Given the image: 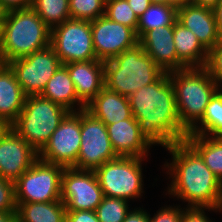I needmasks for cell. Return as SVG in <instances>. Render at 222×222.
I'll return each mask as SVG.
<instances>
[{"label": "cell", "mask_w": 222, "mask_h": 222, "mask_svg": "<svg viewBox=\"0 0 222 222\" xmlns=\"http://www.w3.org/2000/svg\"><path fill=\"white\" fill-rule=\"evenodd\" d=\"M128 99L140 133L151 145L160 144L168 148L186 139L188 132L180 123L169 73L164 72L155 82L135 91Z\"/></svg>", "instance_id": "6da1fadb"}, {"label": "cell", "mask_w": 222, "mask_h": 222, "mask_svg": "<svg viewBox=\"0 0 222 222\" xmlns=\"http://www.w3.org/2000/svg\"><path fill=\"white\" fill-rule=\"evenodd\" d=\"M166 150L173 156L172 163L164 165L172 178L168 194L188 202L187 207L222 209V183L201 155L186 140L171 144Z\"/></svg>", "instance_id": "7a4b0ae2"}, {"label": "cell", "mask_w": 222, "mask_h": 222, "mask_svg": "<svg viewBox=\"0 0 222 222\" xmlns=\"http://www.w3.org/2000/svg\"><path fill=\"white\" fill-rule=\"evenodd\" d=\"M51 29L32 9L6 12L2 21L0 63L26 57L50 45Z\"/></svg>", "instance_id": "3957f363"}, {"label": "cell", "mask_w": 222, "mask_h": 222, "mask_svg": "<svg viewBox=\"0 0 222 222\" xmlns=\"http://www.w3.org/2000/svg\"><path fill=\"white\" fill-rule=\"evenodd\" d=\"M181 126L189 132L202 119L210 99L220 89L207 67L169 73Z\"/></svg>", "instance_id": "277c9868"}, {"label": "cell", "mask_w": 222, "mask_h": 222, "mask_svg": "<svg viewBox=\"0 0 222 222\" xmlns=\"http://www.w3.org/2000/svg\"><path fill=\"white\" fill-rule=\"evenodd\" d=\"M104 70L105 86L126 97L155 82L164 73L139 43L105 61Z\"/></svg>", "instance_id": "5b68a950"}, {"label": "cell", "mask_w": 222, "mask_h": 222, "mask_svg": "<svg viewBox=\"0 0 222 222\" xmlns=\"http://www.w3.org/2000/svg\"><path fill=\"white\" fill-rule=\"evenodd\" d=\"M68 113L60 104L40 95L26 96L12 129L39 153Z\"/></svg>", "instance_id": "8992f818"}, {"label": "cell", "mask_w": 222, "mask_h": 222, "mask_svg": "<svg viewBox=\"0 0 222 222\" xmlns=\"http://www.w3.org/2000/svg\"><path fill=\"white\" fill-rule=\"evenodd\" d=\"M140 157H121L107 161L94 170L104 196L127 201L139 198L143 191Z\"/></svg>", "instance_id": "52a82bcc"}, {"label": "cell", "mask_w": 222, "mask_h": 222, "mask_svg": "<svg viewBox=\"0 0 222 222\" xmlns=\"http://www.w3.org/2000/svg\"><path fill=\"white\" fill-rule=\"evenodd\" d=\"M65 167L39 158L15 182L16 203L61 200L62 174Z\"/></svg>", "instance_id": "ba28073f"}, {"label": "cell", "mask_w": 222, "mask_h": 222, "mask_svg": "<svg viewBox=\"0 0 222 222\" xmlns=\"http://www.w3.org/2000/svg\"><path fill=\"white\" fill-rule=\"evenodd\" d=\"M50 45L61 63L97 60L93 48L91 21L67 19L51 29Z\"/></svg>", "instance_id": "9c48e42d"}, {"label": "cell", "mask_w": 222, "mask_h": 222, "mask_svg": "<svg viewBox=\"0 0 222 222\" xmlns=\"http://www.w3.org/2000/svg\"><path fill=\"white\" fill-rule=\"evenodd\" d=\"M8 64L26 96L40 95L48 80L62 65L51 45Z\"/></svg>", "instance_id": "30bf717a"}, {"label": "cell", "mask_w": 222, "mask_h": 222, "mask_svg": "<svg viewBox=\"0 0 222 222\" xmlns=\"http://www.w3.org/2000/svg\"><path fill=\"white\" fill-rule=\"evenodd\" d=\"M111 145L106 125L85 109L81 110V146L77 169L95 170L107 161L117 158Z\"/></svg>", "instance_id": "8fae6325"}, {"label": "cell", "mask_w": 222, "mask_h": 222, "mask_svg": "<svg viewBox=\"0 0 222 222\" xmlns=\"http://www.w3.org/2000/svg\"><path fill=\"white\" fill-rule=\"evenodd\" d=\"M80 146L81 111L69 112L38 153V158L65 168L73 167L77 162Z\"/></svg>", "instance_id": "7c38bea8"}, {"label": "cell", "mask_w": 222, "mask_h": 222, "mask_svg": "<svg viewBox=\"0 0 222 222\" xmlns=\"http://www.w3.org/2000/svg\"><path fill=\"white\" fill-rule=\"evenodd\" d=\"M103 191L94 170L66 167L62 174L61 201L66 210L95 211L103 199Z\"/></svg>", "instance_id": "4fadbf2b"}, {"label": "cell", "mask_w": 222, "mask_h": 222, "mask_svg": "<svg viewBox=\"0 0 222 222\" xmlns=\"http://www.w3.org/2000/svg\"><path fill=\"white\" fill-rule=\"evenodd\" d=\"M93 48L97 60L108 61L138 44L136 33L129 27L103 15L91 21Z\"/></svg>", "instance_id": "5bb4252c"}, {"label": "cell", "mask_w": 222, "mask_h": 222, "mask_svg": "<svg viewBox=\"0 0 222 222\" xmlns=\"http://www.w3.org/2000/svg\"><path fill=\"white\" fill-rule=\"evenodd\" d=\"M38 159V153L13 129L0 140V177L15 182Z\"/></svg>", "instance_id": "9a60e30c"}, {"label": "cell", "mask_w": 222, "mask_h": 222, "mask_svg": "<svg viewBox=\"0 0 222 222\" xmlns=\"http://www.w3.org/2000/svg\"><path fill=\"white\" fill-rule=\"evenodd\" d=\"M176 19L197 36L198 41L208 52L221 40L211 8L187 3L177 8Z\"/></svg>", "instance_id": "2e32d148"}, {"label": "cell", "mask_w": 222, "mask_h": 222, "mask_svg": "<svg viewBox=\"0 0 222 222\" xmlns=\"http://www.w3.org/2000/svg\"><path fill=\"white\" fill-rule=\"evenodd\" d=\"M106 128L117 156L140 158L148 156L151 144L140 133L139 123L133 116L117 123L108 124Z\"/></svg>", "instance_id": "e0dca14e"}, {"label": "cell", "mask_w": 222, "mask_h": 222, "mask_svg": "<svg viewBox=\"0 0 222 222\" xmlns=\"http://www.w3.org/2000/svg\"><path fill=\"white\" fill-rule=\"evenodd\" d=\"M138 43L166 73L178 70V57L173 41V25L146 31Z\"/></svg>", "instance_id": "ac0fdd59"}, {"label": "cell", "mask_w": 222, "mask_h": 222, "mask_svg": "<svg viewBox=\"0 0 222 222\" xmlns=\"http://www.w3.org/2000/svg\"><path fill=\"white\" fill-rule=\"evenodd\" d=\"M68 69L78 99L86 106L104 87V62L91 60L64 64Z\"/></svg>", "instance_id": "d6986e66"}, {"label": "cell", "mask_w": 222, "mask_h": 222, "mask_svg": "<svg viewBox=\"0 0 222 222\" xmlns=\"http://www.w3.org/2000/svg\"><path fill=\"white\" fill-rule=\"evenodd\" d=\"M85 110L105 125L131 118L129 99L106 86L86 105Z\"/></svg>", "instance_id": "ffe728a7"}, {"label": "cell", "mask_w": 222, "mask_h": 222, "mask_svg": "<svg viewBox=\"0 0 222 222\" xmlns=\"http://www.w3.org/2000/svg\"><path fill=\"white\" fill-rule=\"evenodd\" d=\"M173 41L178 57V70L207 66L209 52L201 45L197 36L177 19L173 25Z\"/></svg>", "instance_id": "44dd1931"}, {"label": "cell", "mask_w": 222, "mask_h": 222, "mask_svg": "<svg viewBox=\"0 0 222 222\" xmlns=\"http://www.w3.org/2000/svg\"><path fill=\"white\" fill-rule=\"evenodd\" d=\"M26 95L8 63H0V118L11 124L24 107Z\"/></svg>", "instance_id": "7402d4cb"}, {"label": "cell", "mask_w": 222, "mask_h": 222, "mask_svg": "<svg viewBox=\"0 0 222 222\" xmlns=\"http://www.w3.org/2000/svg\"><path fill=\"white\" fill-rule=\"evenodd\" d=\"M45 99L58 103L69 112H76L74 109L75 104L77 110L85 109V105L78 99L73 81L70 78L68 69L62 64L55 74L48 80L46 87L40 94Z\"/></svg>", "instance_id": "603a6c76"}, {"label": "cell", "mask_w": 222, "mask_h": 222, "mask_svg": "<svg viewBox=\"0 0 222 222\" xmlns=\"http://www.w3.org/2000/svg\"><path fill=\"white\" fill-rule=\"evenodd\" d=\"M16 204L17 222H65L66 207L61 200Z\"/></svg>", "instance_id": "cb8c5ba5"}, {"label": "cell", "mask_w": 222, "mask_h": 222, "mask_svg": "<svg viewBox=\"0 0 222 222\" xmlns=\"http://www.w3.org/2000/svg\"><path fill=\"white\" fill-rule=\"evenodd\" d=\"M222 183V138L188 134L185 139Z\"/></svg>", "instance_id": "d4e9b609"}, {"label": "cell", "mask_w": 222, "mask_h": 222, "mask_svg": "<svg viewBox=\"0 0 222 222\" xmlns=\"http://www.w3.org/2000/svg\"><path fill=\"white\" fill-rule=\"evenodd\" d=\"M201 123V126H199ZM199 125H195L188 134L222 138V90L219 89L206 106ZM210 135V136H209Z\"/></svg>", "instance_id": "484cf974"}, {"label": "cell", "mask_w": 222, "mask_h": 222, "mask_svg": "<svg viewBox=\"0 0 222 222\" xmlns=\"http://www.w3.org/2000/svg\"><path fill=\"white\" fill-rule=\"evenodd\" d=\"M177 18V9L167 4H151L139 17L137 38L139 39L146 31L156 30L166 25H174Z\"/></svg>", "instance_id": "4316f807"}, {"label": "cell", "mask_w": 222, "mask_h": 222, "mask_svg": "<svg viewBox=\"0 0 222 222\" xmlns=\"http://www.w3.org/2000/svg\"><path fill=\"white\" fill-rule=\"evenodd\" d=\"M31 8L50 29L71 18L69 0H32Z\"/></svg>", "instance_id": "83f0119b"}, {"label": "cell", "mask_w": 222, "mask_h": 222, "mask_svg": "<svg viewBox=\"0 0 222 222\" xmlns=\"http://www.w3.org/2000/svg\"><path fill=\"white\" fill-rule=\"evenodd\" d=\"M128 201L104 196L95 212L99 222H123L130 212Z\"/></svg>", "instance_id": "f1b7e54d"}, {"label": "cell", "mask_w": 222, "mask_h": 222, "mask_svg": "<svg viewBox=\"0 0 222 222\" xmlns=\"http://www.w3.org/2000/svg\"><path fill=\"white\" fill-rule=\"evenodd\" d=\"M105 16L137 32L139 18L131 9L127 0L105 1Z\"/></svg>", "instance_id": "f546056e"}, {"label": "cell", "mask_w": 222, "mask_h": 222, "mask_svg": "<svg viewBox=\"0 0 222 222\" xmlns=\"http://www.w3.org/2000/svg\"><path fill=\"white\" fill-rule=\"evenodd\" d=\"M71 19L96 20L105 15V0H69Z\"/></svg>", "instance_id": "4dcf8cb0"}, {"label": "cell", "mask_w": 222, "mask_h": 222, "mask_svg": "<svg viewBox=\"0 0 222 222\" xmlns=\"http://www.w3.org/2000/svg\"><path fill=\"white\" fill-rule=\"evenodd\" d=\"M15 184L0 177V212H16Z\"/></svg>", "instance_id": "1f68e13d"}, {"label": "cell", "mask_w": 222, "mask_h": 222, "mask_svg": "<svg viewBox=\"0 0 222 222\" xmlns=\"http://www.w3.org/2000/svg\"><path fill=\"white\" fill-rule=\"evenodd\" d=\"M206 67L220 87L222 82V39L209 52Z\"/></svg>", "instance_id": "d6a6232c"}, {"label": "cell", "mask_w": 222, "mask_h": 222, "mask_svg": "<svg viewBox=\"0 0 222 222\" xmlns=\"http://www.w3.org/2000/svg\"><path fill=\"white\" fill-rule=\"evenodd\" d=\"M181 206L174 207H162L157 214L150 217L149 214V222H181L182 221V208ZM180 208V209H179Z\"/></svg>", "instance_id": "836d02e7"}, {"label": "cell", "mask_w": 222, "mask_h": 222, "mask_svg": "<svg viewBox=\"0 0 222 222\" xmlns=\"http://www.w3.org/2000/svg\"><path fill=\"white\" fill-rule=\"evenodd\" d=\"M182 209V221L181 222H213L212 220H209V218L206 216L204 210L210 211L213 210L216 212L220 211L222 209H216L213 207H187Z\"/></svg>", "instance_id": "e575fe53"}, {"label": "cell", "mask_w": 222, "mask_h": 222, "mask_svg": "<svg viewBox=\"0 0 222 222\" xmlns=\"http://www.w3.org/2000/svg\"><path fill=\"white\" fill-rule=\"evenodd\" d=\"M65 222H99L95 211L66 210Z\"/></svg>", "instance_id": "d590c367"}, {"label": "cell", "mask_w": 222, "mask_h": 222, "mask_svg": "<svg viewBox=\"0 0 222 222\" xmlns=\"http://www.w3.org/2000/svg\"><path fill=\"white\" fill-rule=\"evenodd\" d=\"M0 2L7 12L32 7V0H0Z\"/></svg>", "instance_id": "8d00e7d4"}, {"label": "cell", "mask_w": 222, "mask_h": 222, "mask_svg": "<svg viewBox=\"0 0 222 222\" xmlns=\"http://www.w3.org/2000/svg\"><path fill=\"white\" fill-rule=\"evenodd\" d=\"M123 222H149V214L141 209L131 210Z\"/></svg>", "instance_id": "74e56055"}, {"label": "cell", "mask_w": 222, "mask_h": 222, "mask_svg": "<svg viewBox=\"0 0 222 222\" xmlns=\"http://www.w3.org/2000/svg\"><path fill=\"white\" fill-rule=\"evenodd\" d=\"M131 9L139 18L152 4L150 0H127Z\"/></svg>", "instance_id": "f35d334b"}, {"label": "cell", "mask_w": 222, "mask_h": 222, "mask_svg": "<svg viewBox=\"0 0 222 222\" xmlns=\"http://www.w3.org/2000/svg\"><path fill=\"white\" fill-rule=\"evenodd\" d=\"M213 12L216 19L218 34L222 39V0H219L218 4L213 8Z\"/></svg>", "instance_id": "ab89813d"}, {"label": "cell", "mask_w": 222, "mask_h": 222, "mask_svg": "<svg viewBox=\"0 0 222 222\" xmlns=\"http://www.w3.org/2000/svg\"><path fill=\"white\" fill-rule=\"evenodd\" d=\"M152 4L172 5L176 9L189 3V0H150Z\"/></svg>", "instance_id": "60d3db41"}, {"label": "cell", "mask_w": 222, "mask_h": 222, "mask_svg": "<svg viewBox=\"0 0 222 222\" xmlns=\"http://www.w3.org/2000/svg\"><path fill=\"white\" fill-rule=\"evenodd\" d=\"M12 129V124L6 119L0 118V140H2Z\"/></svg>", "instance_id": "b9f144b4"}, {"label": "cell", "mask_w": 222, "mask_h": 222, "mask_svg": "<svg viewBox=\"0 0 222 222\" xmlns=\"http://www.w3.org/2000/svg\"><path fill=\"white\" fill-rule=\"evenodd\" d=\"M219 0H189V3L202 6V7H208L213 9L217 4Z\"/></svg>", "instance_id": "7bdbcfd3"}, {"label": "cell", "mask_w": 222, "mask_h": 222, "mask_svg": "<svg viewBox=\"0 0 222 222\" xmlns=\"http://www.w3.org/2000/svg\"><path fill=\"white\" fill-rule=\"evenodd\" d=\"M0 222H17L16 212H0Z\"/></svg>", "instance_id": "ee69618b"}, {"label": "cell", "mask_w": 222, "mask_h": 222, "mask_svg": "<svg viewBox=\"0 0 222 222\" xmlns=\"http://www.w3.org/2000/svg\"><path fill=\"white\" fill-rule=\"evenodd\" d=\"M6 10L4 9V7L2 6L1 2H0V21H3V19L6 16Z\"/></svg>", "instance_id": "f6af8a7d"}, {"label": "cell", "mask_w": 222, "mask_h": 222, "mask_svg": "<svg viewBox=\"0 0 222 222\" xmlns=\"http://www.w3.org/2000/svg\"><path fill=\"white\" fill-rule=\"evenodd\" d=\"M1 44H2V21H0V51H1Z\"/></svg>", "instance_id": "bcb514c9"}]
</instances>
